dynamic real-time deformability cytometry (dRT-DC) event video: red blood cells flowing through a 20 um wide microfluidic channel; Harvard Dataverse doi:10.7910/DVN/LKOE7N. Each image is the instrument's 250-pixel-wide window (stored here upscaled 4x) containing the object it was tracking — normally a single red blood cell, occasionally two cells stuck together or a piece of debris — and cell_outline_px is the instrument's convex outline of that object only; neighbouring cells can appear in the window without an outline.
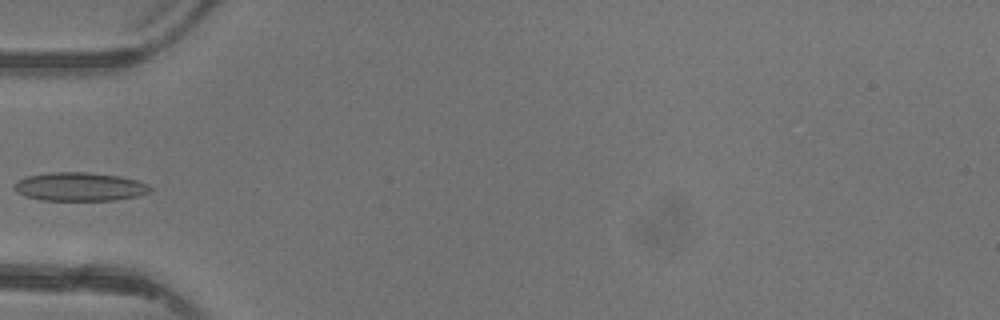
{"species": "common noctule bat (a hibernating species)", "species_latin": "Nyctalus noctula", "temperature_condition": "warm", "stored_images_in_passage": 5, "camera_frame_rate_fps": 3000, "um_per_image_px": 0.085, "animal": {"sex": "female"}, "frame": {"image": 1, "passage_image": 5, "time_ms": 4.667, "image_size_px": [1000, 320], "cell_outline_px": [[152, 192], [136, 196], [112, 200], [40, 200], [24, 196], [16, 192], [12, 188], [16, 180], [28, 176], [48, 172], [84, 172], [120, 176], [136, 180], [148, 184], [152, 188]], "centroid_in_image_um": [6.73, 15.87], "position_along_channel_um": 78.3, "area_um2": 22.77}}